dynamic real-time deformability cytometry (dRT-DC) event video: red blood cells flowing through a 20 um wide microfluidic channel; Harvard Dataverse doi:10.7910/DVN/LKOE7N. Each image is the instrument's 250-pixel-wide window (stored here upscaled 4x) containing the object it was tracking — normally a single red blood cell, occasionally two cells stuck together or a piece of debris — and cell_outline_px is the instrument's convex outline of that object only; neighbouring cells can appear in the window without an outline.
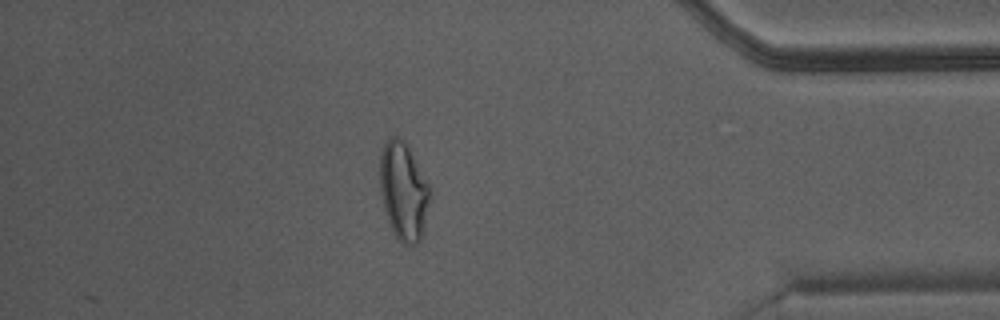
{"species": "Egyptian fruit bat (a non-hibernating species)", "species_latin": "Rousettus aegyptiacus", "temperature_condition": "warm", "stored_images_in_passage": 44, "camera_frame_rate_fps": 3000, "um_per_image_px": 0.085, "animal": {"sex": "male"}, "frame": {"image": 1, "passage_image": 38, "time_ms": 12.333, "image_size_px": [1000, 320], "cell_outline_px": [[432, 196], [424, 232], [420, 240], [416, 244], [400, 244], [388, 224], [380, 192], [380, 156], [384, 144], [392, 136], [396, 136], [404, 140], [428, 180]], "centroid_in_image_um": [34.33, 16.29], "position_along_channel_um": 400.9, "area_um2": 29.19}}